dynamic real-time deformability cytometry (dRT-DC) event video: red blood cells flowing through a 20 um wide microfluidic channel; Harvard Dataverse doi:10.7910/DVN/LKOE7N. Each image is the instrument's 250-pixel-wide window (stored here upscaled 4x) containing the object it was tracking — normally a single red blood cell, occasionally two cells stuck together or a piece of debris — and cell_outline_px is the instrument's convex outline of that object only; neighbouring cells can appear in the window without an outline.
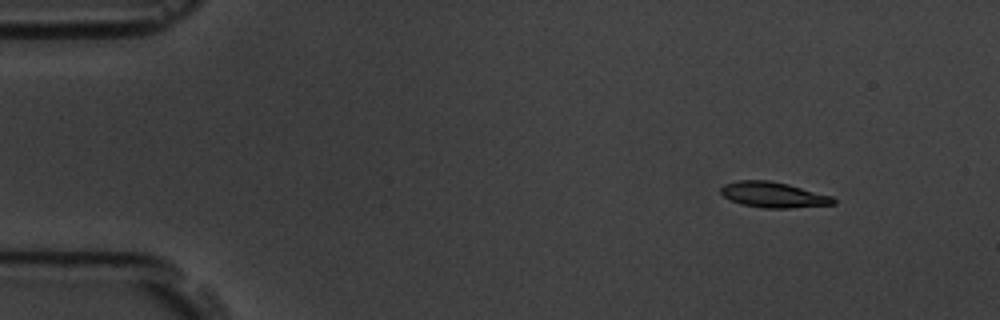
{"species": "common noctule bat (a hibernating species)", "species_latin": "Nyctalus noctula", "temperature_condition": "room temperature", "stored_images_in_passage": 4, "camera_frame_rate_fps": 3000, "um_per_image_px": 0.085, "animal": {"sex": "male", "body_mass_g": 19.5, "forearm_length_mm": 54.6}, "frame": {"image": 1, "passage_image": 1, "time_ms": 0.0, "image_size_px": [1000, 320], "cell_outline_px": [[836, 204], [788, 208], [764, 208], [740, 204], [724, 196], [720, 192], [720, 188], [724, 184], [740, 180], [768, 180], [788, 184], [832, 196], [836, 200]], "centroid_in_image_um": [65.74, 16.56], "position_along_channel_um": 19.3, "area_um2": 16.7}}
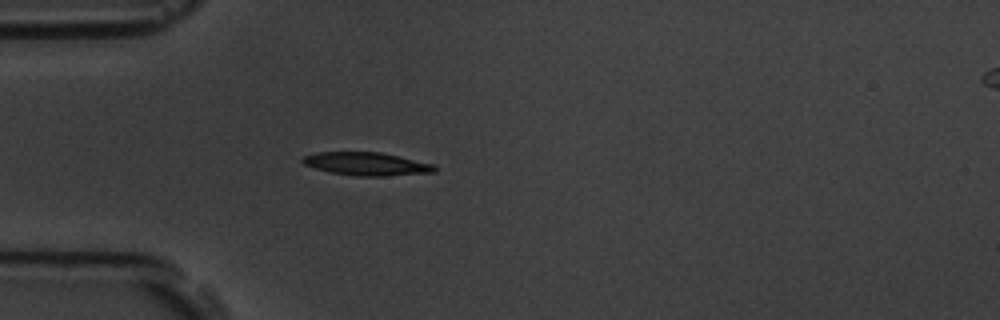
{"frame": {"image": 2, "passage_image": 4, "time_ms": 3.333, "image_size_px": [1000, 320], "cell_outline_px": [[440, 168], [436, 172], [384, 176], [356, 176], [328, 172], [304, 164], [300, 160], [304, 156], [316, 152], [380, 152], [400, 156], [432, 164]], "centroid_in_image_um": [31.18, 13.93], "position_along_channel_um": 53.8, "area_um2": 17.86}}